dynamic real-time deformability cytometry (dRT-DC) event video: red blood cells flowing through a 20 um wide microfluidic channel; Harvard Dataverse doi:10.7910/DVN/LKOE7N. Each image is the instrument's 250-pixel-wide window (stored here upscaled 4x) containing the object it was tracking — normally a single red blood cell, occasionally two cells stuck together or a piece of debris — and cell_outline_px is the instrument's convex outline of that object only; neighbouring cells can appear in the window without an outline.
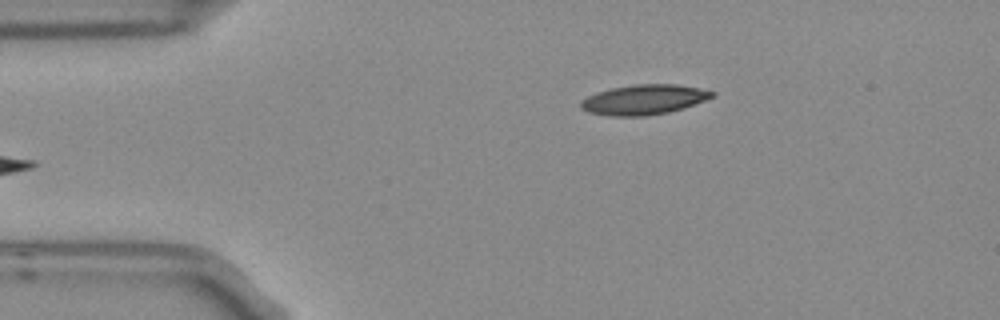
{"species": "Egyptian fruit bat (a non-hibernating species)", "species_latin": "Rousettus aegyptiacus", "temperature_condition": "room temperature", "stored_images_in_passage": 5, "camera_frame_rate_fps": 3000, "um_per_image_px": 0.085, "frame": {"image": 1, "passage_image": 5, "time_ms": 1.333, "image_size_px": [1000, 320], "cell_outline_px": [[716, 92], [712, 96], [704, 100], [684, 108], [668, 112], [648, 116], [612, 116], [588, 112], [580, 108], [580, 100], [596, 92], [612, 88], [636, 84], [676, 84]], "centroid_in_image_um": [54.68, 8.47], "position_along_channel_um": 30.3, "area_um2": 22.77}}